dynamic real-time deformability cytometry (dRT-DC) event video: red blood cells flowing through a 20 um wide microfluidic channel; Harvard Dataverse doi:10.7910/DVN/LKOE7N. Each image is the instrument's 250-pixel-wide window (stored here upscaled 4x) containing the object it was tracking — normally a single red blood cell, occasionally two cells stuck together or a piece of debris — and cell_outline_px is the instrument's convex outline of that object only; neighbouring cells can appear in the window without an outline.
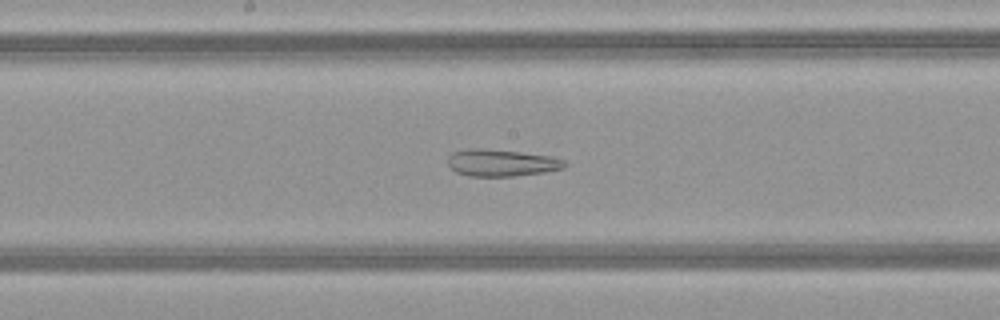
{"species": "common noctule bat (a hibernating species)", "species_latin": "Nyctalus noctula", "temperature_condition": "warm", "stored_images_in_passage": 48, "camera_frame_rate_fps": 3000, "um_per_image_px": 0.085, "animal": {"sex": "female", "body_mass_g": 21.9}, "frame": {"image": 1, "passage_image": 24, "time_ms": 7.667, "image_size_px": [1000, 320], "cell_outline_px": [[568, 164], [564, 168], [544, 172], [512, 176], [468, 176], [456, 172], [448, 164], [448, 156], [452, 152], [468, 148], [480, 148], [520, 152], [552, 156], [564, 160]], "centroid_in_image_um": [42.62, 13.83], "position_along_channel_um": 205.6, "area_um2": 18.38}}
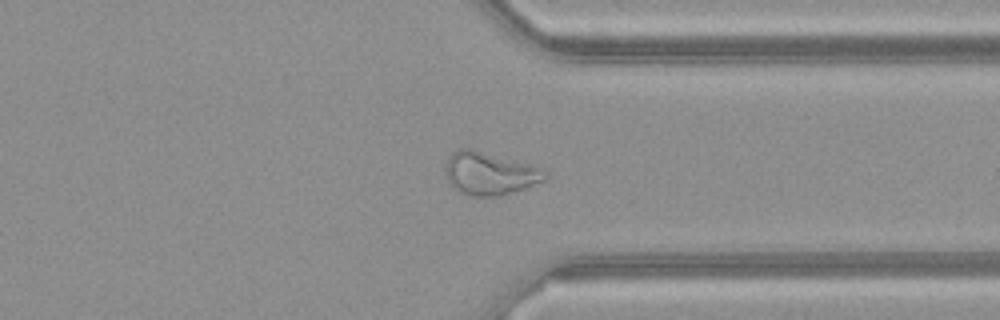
{"frame": {"image": 2, "passage_image": 36, "time_ms": 11.667, "image_size_px": [1000, 320], "cell_outline_px": [[548, 176], [544, 180], [524, 188], [496, 196], [472, 196], [460, 192], [448, 184], [444, 168], [448, 156], [452, 152], [460, 148], [472, 148], [528, 164], [548, 172]], "centroid_in_image_um": [41.55, 14.73], "position_along_channel_um": 369.9, "area_um2": 24.74}}
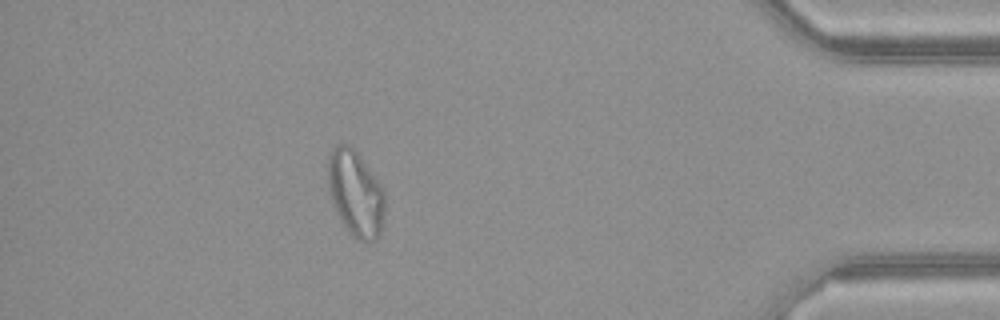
{"frame": {"image": 3, "passage_image": 42, "time_ms": 13.667, "image_size_px": [1000, 320], "cell_outline_px": [[384, 224], [380, 232], [372, 240], [356, 240], [348, 232], [340, 220], [332, 204], [328, 192], [328, 156], [332, 148], [336, 144], [348, 144], [356, 148], [384, 188]], "centroid_in_image_um": [30.21, 16.39], "position_along_channel_um": 405.0, "area_um2": 29.13}, "authors_computed_cell_mechanics": {"area_um2": 27.0793, "velocity_mm_per_s": 4.1493, "shape_relaxation_time_tau1_ms": null, "shape_relaxation_time_tau2_ms": 5.4504, "deformation_change_tau1": null, "deformation_change_tau2": 0.1598}}